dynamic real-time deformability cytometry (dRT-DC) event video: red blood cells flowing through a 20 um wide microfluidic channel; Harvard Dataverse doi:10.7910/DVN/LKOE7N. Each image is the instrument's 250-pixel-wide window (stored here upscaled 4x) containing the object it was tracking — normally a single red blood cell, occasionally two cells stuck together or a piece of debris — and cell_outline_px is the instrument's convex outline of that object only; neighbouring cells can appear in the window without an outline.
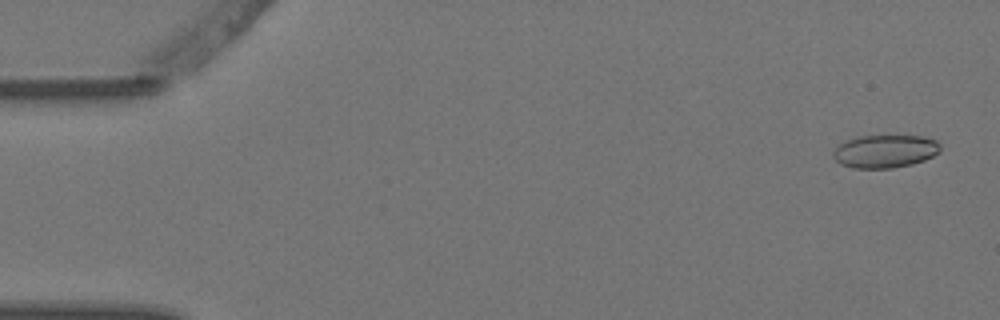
{"species": "Egyptian fruit bat (a non-hibernating species)", "species_latin": "Rousettus aegyptiacus", "temperature_condition": "warm", "stored_images_in_passage": 2, "camera_frame_rate_fps": 3000, "um_per_image_px": 0.085, "animal": {"sex": "female"}, "frame": {"image": 1, "passage_image": 1, "time_ms": 0.0, "image_size_px": [1000, 320], "cell_outline_px": [[940, 152], [924, 160], [912, 164], [892, 168], [852, 168], [840, 164], [832, 156], [832, 152], [840, 144], [848, 140], [860, 136], [924, 136], [936, 140], [940, 144]], "centroid_in_image_um": [75.23, 12.86], "position_along_channel_um": 9.8, "area_um2": 20.58}}
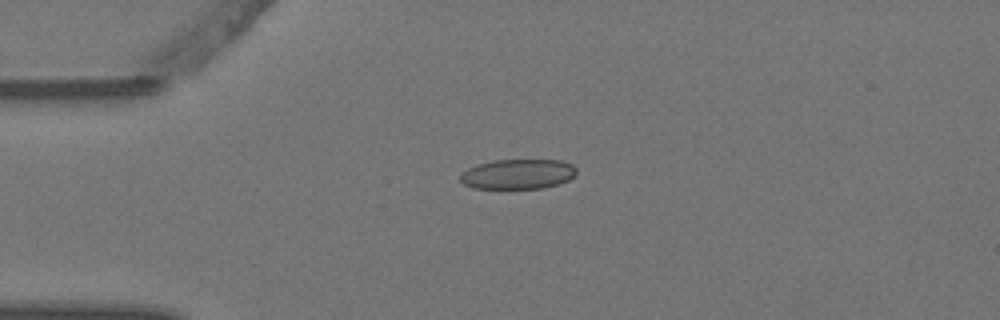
{"frame": {"image": 2, "passage_image": 2, "time_ms": 0.333, "image_size_px": [1000, 320], "cell_outline_px": [[576, 176], [560, 184], [544, 188], [472, 188], [464, 184], [460, 180], [460, 176], [468, 168], [476, 164], [492, 160], [560, 160], [572, 164], [576, 168]], "centroid_in_image_um": [44.05, 14.79], "position_along_channel_um": 41.0, "area_um2": 20.4}}